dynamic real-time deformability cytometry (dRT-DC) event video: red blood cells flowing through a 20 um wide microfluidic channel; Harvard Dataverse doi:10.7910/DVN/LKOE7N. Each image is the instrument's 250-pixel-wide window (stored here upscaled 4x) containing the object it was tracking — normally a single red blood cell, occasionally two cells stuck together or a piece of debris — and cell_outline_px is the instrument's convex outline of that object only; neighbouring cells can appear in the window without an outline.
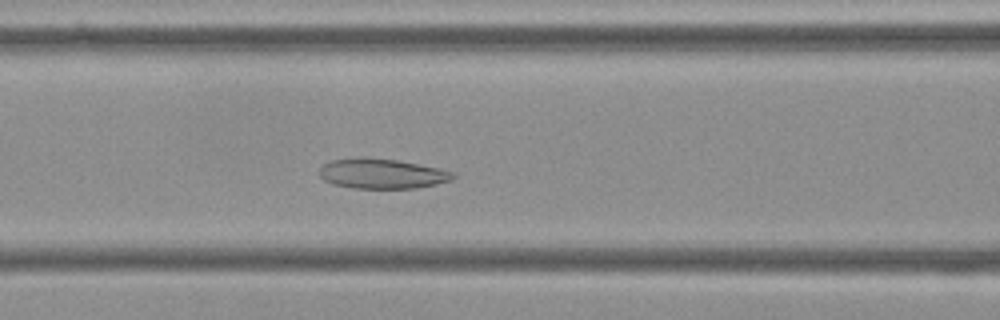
{"species": "Egyptian fruit bat (a non-hibernating species)", "species_latin": "Rousettus aegyptiacus", "temperature_condition": "cold", "stored_images_in_passage": 53, "camera_frame_rate_fps": 3000, "um_per_image_px": 0.085, "frame": {"image": 1, "passage_image": 20, "time_ms": 6.333, "image_size_px": [1000, 320], "cell_outline_px": [[456, 176], [452, 180], [436, 184], [416, 188], [352, 188], [332, 184], [324, 180], [320, 176], [320, 168], [324, 164], [332, 160], [364, 156], [396, 160], [440, 168], [456, 172]], "centroid_in_image_um": [32.48, 14.75], "position_along_channel_um": 134.1, "area_um2": 23.52}}
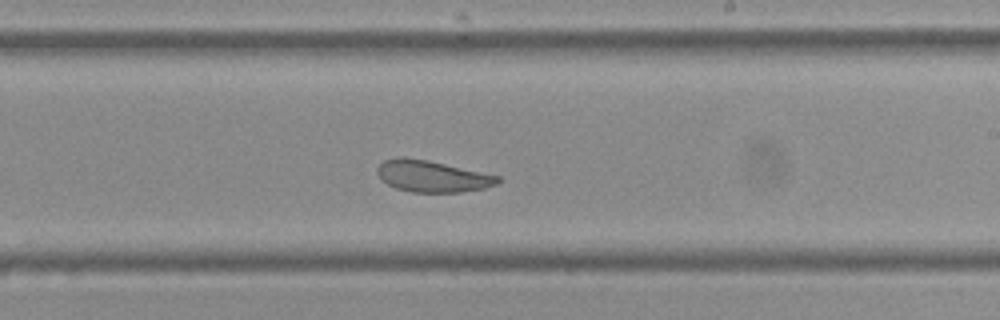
{"frame": {"image": 2, "passage_image": 30, "time_ms": 9.667, "image_size_px": [1000, 320], "cell_outline_px": [[504, 180], [496, 184], [484, 188], [460, 192], [412, 192], [396, 188], [380, 180], [376, 172], [376, 168], [384, 160], [428, 160], [500, 176]], "centroid_in_image_um": [36.79, 15.02], "position_along_channel_um": 252.2, "area_um2": 21.62}}
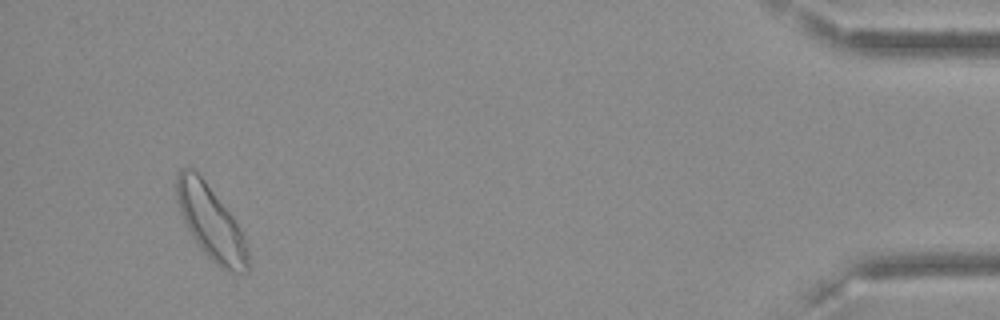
{"frame": {"image": 3, "passage_image": 50, "time_ms": 16.333, "image_size_px": [1000, 320], "cell_outline_px": [[248, 272], [228, 272], [220, 268], [204, 252], [192, 236], [180, 212], [176, 196], [176, 176], [180, 168], [192, 168], [204, 180], [232, 216], [240, 228], [244, 236], [248, 248]], "centroid_in_image_um": [17.93, 18.93], "position_along_channel_um": 417.3, "area_um2": 30.23}, "authors_computed_cell_mechanics": {"area_um2": 25.6632, "velocity_mm_per_s": 3.5556, "shape_relaxation_time_tau1_ms": null, "shape_relaxation_time_tau2_ms": 2.5179, "deformation_change_tau1": null, "deformation_change_tau2": 0.0912}}